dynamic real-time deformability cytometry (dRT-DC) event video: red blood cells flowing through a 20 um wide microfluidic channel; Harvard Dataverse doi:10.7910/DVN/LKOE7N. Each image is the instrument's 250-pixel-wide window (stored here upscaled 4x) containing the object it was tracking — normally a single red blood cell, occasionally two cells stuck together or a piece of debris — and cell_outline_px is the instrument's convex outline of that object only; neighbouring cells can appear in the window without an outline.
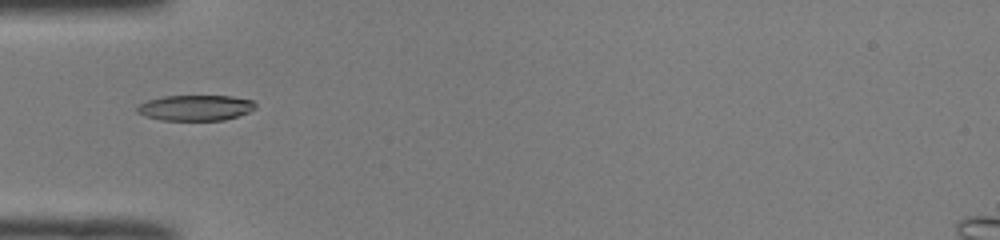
{"species": "common noctule bat (a hibernating species)", "species_latin": "Nyctalus noctula", "temperature_condition": "room temperature", "stored_images_in_passage": 34, "camera_frame_rate_fps": 3000, "um_per_image_px": 0.085, "animal": {"sex": "male", "body_mass_g": 19.0, "forearm_length_mm": 50.8}, "frame": {"image": 1, "passage_image": 1, "time_ms": 0.0, "image_size_px": [1000, 240], "cell_outline_px": [[256, 108], [248, 112], [224, 120], [160, 120], [144, 116], [136, 112], [136, 108], [140, 104], [148, 100], [164, 96], [232, 96], [252, 100], [256, 104]], "centroid_in_image_um": [16.6, 9.16], "position_along_channel_um": 68.4, "area_um2": 17.63}}
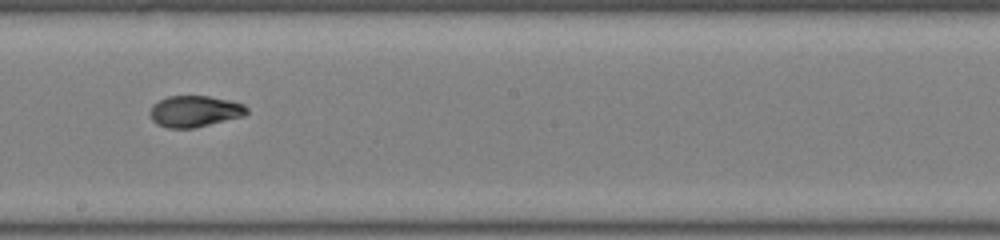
{"frame": {"image": 2, "passage_image": 13, "time_ms": 4.0, "image_size_px": [1000, 240], "cell_outline_px": [[248, 112], [244, 116], [196, 128], [168, 128], [156, 124], [152, 120], [148, 112], [152, 104], [168, 96], [208, 96], [228, 100], [244, 104], [248, 108]], "centroid_in_image_um": [16.53, 9.47], "position_along_channel_um": 231.7, "area_um2": 17.86}}
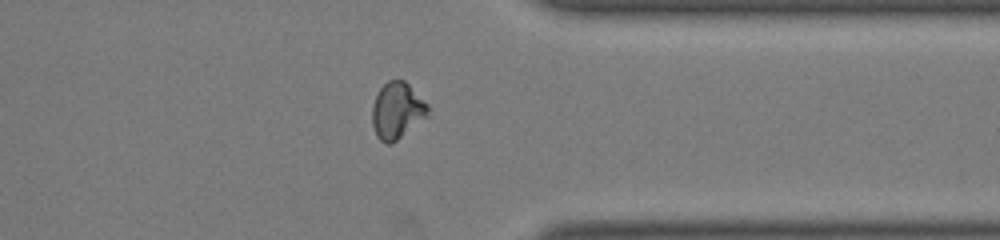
{"frame": {"image": 3, "passage_image": 24, "time_ms": 7.667, "image_size_px": [1000, 240], "cell_outline_px": [[428, 116], [396, 140], [388, 144], [380, 140], [376, 136], [372, 124], [372, 104], [380, 88], [388, 80], [404, 80], [428, 104]], "centroid_in_image_um": [33.73, 9.39], "position_along_channel_um": 377.7, "area_um2": 18.15}, "authors_computed_cell_mechanics": {"area_um2": 17.8602, "velocity_mm_per_s": 4.0916, "shape_relaxation_time_tau1_ms": 10.4898, "shape_relaxation_time_tau2_ms": 1.1966, "deformation_change_tau1": 0.2693, "deformation_change_tau2": 0.0561}}